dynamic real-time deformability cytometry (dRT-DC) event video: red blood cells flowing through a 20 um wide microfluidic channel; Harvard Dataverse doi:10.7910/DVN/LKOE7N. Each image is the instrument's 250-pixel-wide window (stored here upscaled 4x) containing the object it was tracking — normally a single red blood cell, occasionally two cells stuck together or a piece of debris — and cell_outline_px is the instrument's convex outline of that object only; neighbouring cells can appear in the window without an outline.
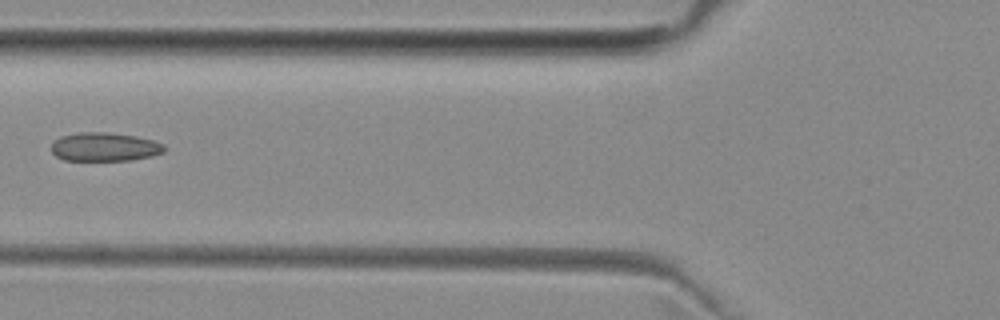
{"species": "common noctule bat (a hibernating species)", "species_latin": "Nyctalus noctula", "temperature_condition": "room temperature", "stored_images_in_passage": 6, "camera_frame_rate_fps": 3000, "um_per_image_px": 0.085, "animal": {"sex": "female", "body_mass_g": 29.2, "forearm_length_mm": 56.3}, "frame": {"image": 1, "passage_image": 6, "time_ms": 5.667, "image_size_px": [1000, 320], "cell_outline_px": [[164, 152], [152, 156], [132, 160], [64, 160], [56, 156], [52, 152], [52, 140], [60, 136], [76, 132], [108, 132], [136, 136], [152, 140], [164, 144]], "centroid_in_image_um": [8.86, 12.47], "position_along_channel_um": 116.9, "area_um2": 19.02}}